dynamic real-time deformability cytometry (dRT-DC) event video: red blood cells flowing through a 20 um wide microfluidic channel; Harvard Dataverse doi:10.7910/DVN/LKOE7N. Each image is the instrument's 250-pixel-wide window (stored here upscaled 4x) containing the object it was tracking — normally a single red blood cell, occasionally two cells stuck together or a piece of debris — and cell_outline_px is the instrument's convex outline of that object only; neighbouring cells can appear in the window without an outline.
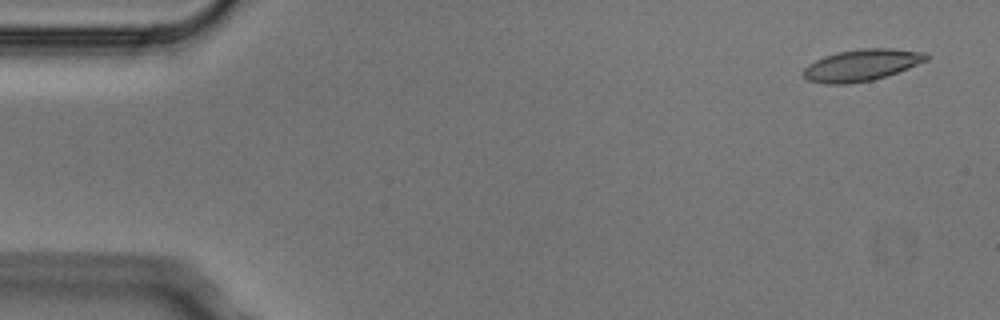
{"species": "Egyptian fruit bat (a non-hibernating species)", "species_latin": "Rousettus aegyptiacus", "temperature_condition": "cold", "stored_images_in_passage": 4, "camera_frame_rate_fps": 3000, "um_per_image_px": 0.085, "animal": {"sex": "male"}, "frame": {"image": 1, "passage_image": 1, "time_ms": 0.0, "image_size_px": [1000, 320], "cell_outline_px": [[928, 60], [908, 68], [872, 80], [848, 84], [824, 84], [808, 80], [804, 76], [804, 68], [808, 64], [824, 56], [840, 52], [860, 48], [892, 48], [924, 52], [928, 56]], "centroid_in_image_um": [73.23, 5.53], "position_along_channel_um": 11.8, "area_um2": 22.48}}
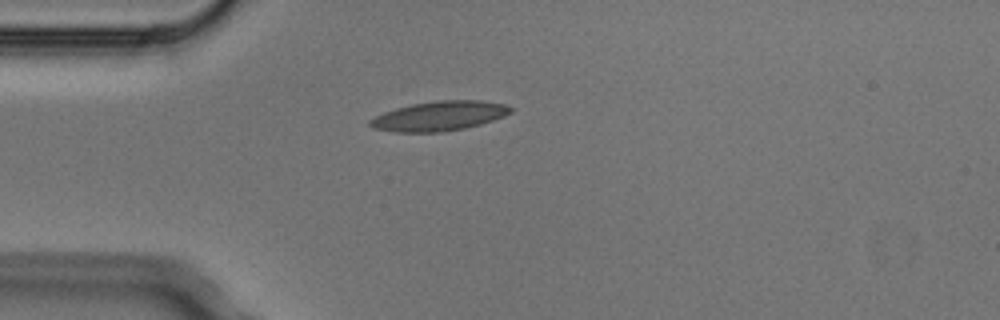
{"frame": {"image": 2, "passage_image": 4, "time_ms": 1.0, "image_size_px": [1000, 320], "cell_outline_px": [[512, 112], [504, 116], [480, 124], [464, 128], [440, 132], [396, 132], [376, 128], [368, 124], [368, 120], [384, 112], [396, 108], [412, 104], [436, 100], [480, 100], [504, 104], [512, 108]], "centroid_in_image_um": [37.34, 9.85], "position_along_channel_um": 47.7, "area_um2": 24.04}}